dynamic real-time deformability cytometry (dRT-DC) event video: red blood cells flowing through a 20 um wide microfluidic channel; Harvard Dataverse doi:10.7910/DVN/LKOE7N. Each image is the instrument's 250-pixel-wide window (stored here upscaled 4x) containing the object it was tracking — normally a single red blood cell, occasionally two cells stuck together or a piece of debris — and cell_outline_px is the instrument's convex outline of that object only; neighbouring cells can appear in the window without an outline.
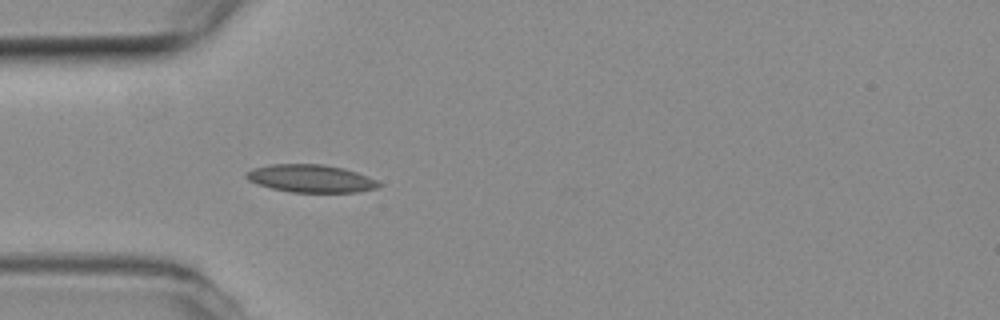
{"species": "common noctule bat (a hibernating species)", "species_latin": "Nyctalus noctula", "temperature_condition": "room temperature", "stored_images_in_passage": 1, "camera_frame_rate_fps": 3000, "um_per_image_px": 0.085, "animal": {"sex": "female", "body_mass_g": 19.3, "forearm_length_mm": 54.1}, "frame": {"image": 1, "passage_image": 1, "time_ms": 0.0, "image_size_px": [1000, 320], "cell_outline_px": [[384, 184], [376, 188], [356, 192], [292, 192], [272, 188], [248, 180], [244, 176], [252, 168], [268, 164], [324, 164], [344, 168], [380, 180]], "centroid_in_image_um": [26.47, 15.16], "position_along_channel_um": 58.5, "area_um2": 21.5}}